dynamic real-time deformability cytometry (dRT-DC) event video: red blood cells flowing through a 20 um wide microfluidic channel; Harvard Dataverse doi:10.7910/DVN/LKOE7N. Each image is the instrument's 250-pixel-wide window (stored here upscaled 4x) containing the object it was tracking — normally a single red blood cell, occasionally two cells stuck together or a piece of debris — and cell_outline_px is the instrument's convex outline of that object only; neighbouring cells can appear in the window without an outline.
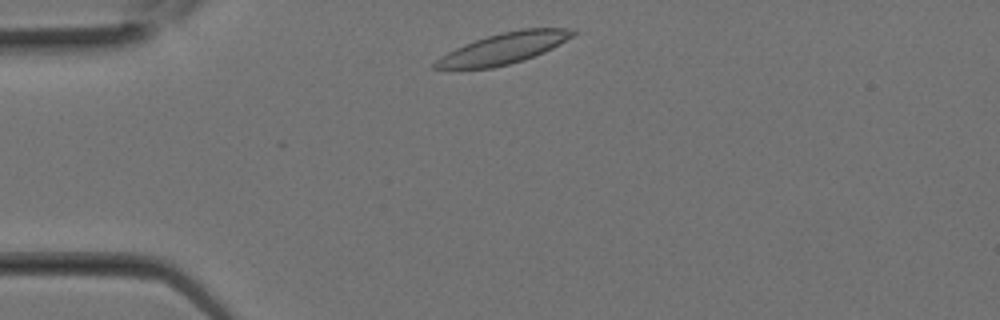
{"species": "Egyptian fruit bat (a non-hibernating species)", "species_latin": "Rousettus aegyptiacus", "temperature_condition": "room temperature", "stored_images_in_passage": 13, "camera_frame_rate_fps": 3000, "um_per_image_px": 0.085, "animal": {"sex": "female"}, "frame": {"image": 1, "passage_image": 1, "time_ms": 0.0, "image_size_px": [1000, 320], "cell_outline_px": [[580, 32], [552, 48], [544, 52], [524, 60], [492, 68], [432, 68], [432, 64], [440, 56], [464, 44], [488, 36], [504, 32], [524, 28], [576, 28]], "centroid_in_image_um": [42.87, 4.09], "position_along_channel_um": 42.1, "area_um2": 24.62}}
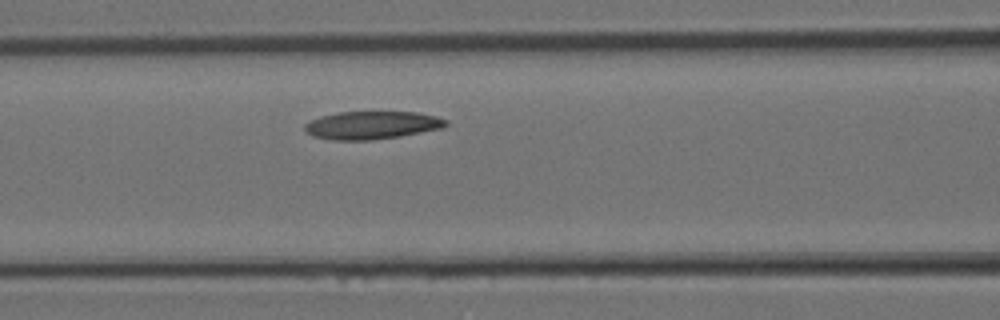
{"frame": {"image": 2, "passage_image": 6, "time_ms": 1.667, "image_size_px": [1000, 320], "cell_outline_px": [[448, 124], [444, 128], [400, 136], [372, 140], [332, 140], [312, 136], [304, 128], [304, 124], [320, 116], [340, 112], [416, 112], [436, 116], [448, 120]], "centroid_in_image_um": [31.64, 10.64], "position_along_channel_um": 135.0, "area_um2": 23.0}}
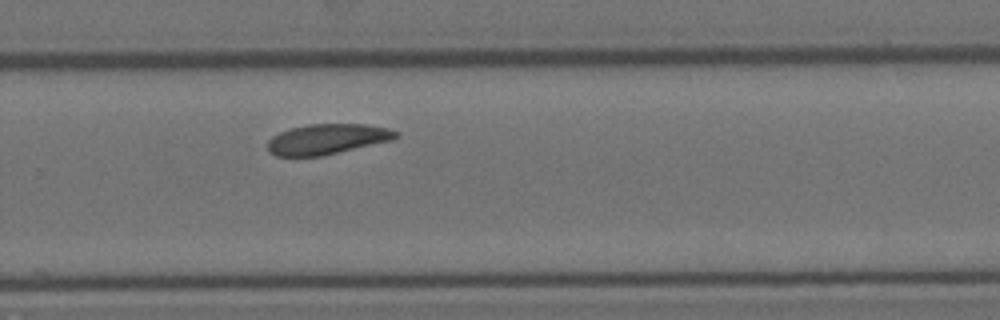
{"frame": {"image": 3, "passage_image": 13, "time_ms": 4.0, "image_size_px": [1000, 320], "cell_outline_px": [[396, 136], [392, 140], [320, 156], [276, 156], [268, 152], [268, 140], [272, 136], [280, 132], [292, 128], [308, 124], [364, 124], [388, 128], [396, 132]], "centroid_in_image_um": [27.75, 11.82], "position_along_channel_um": 302.0, "area_um2": 22.37}}